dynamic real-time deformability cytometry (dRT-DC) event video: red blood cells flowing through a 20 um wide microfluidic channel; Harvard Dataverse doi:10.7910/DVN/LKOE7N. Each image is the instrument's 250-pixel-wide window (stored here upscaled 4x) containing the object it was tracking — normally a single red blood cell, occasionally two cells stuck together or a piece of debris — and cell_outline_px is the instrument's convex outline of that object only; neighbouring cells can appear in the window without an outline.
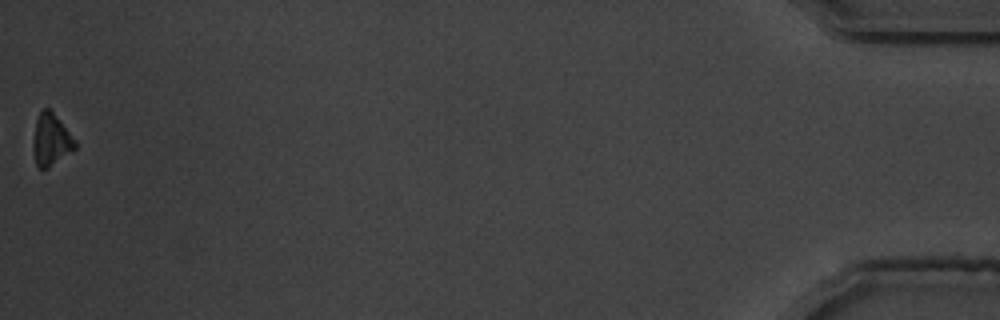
{"species": "common noctule bat (a hibernating species)", "species_latin": "Nyctalus noctula", "temperature_condition": "warm", "stored_images_in_passage": 40, "camera_frame_rate_fps": 3000, "um_per_image_px": 0.085, "animal": {"sex": "male", "body_mass_g": 19.5, "forearm_length_mm": 54.6}, "frame": {"image": 1, "passage_image": 40, "time_ms": 13.0, "image_size_px": [1000, 320], "cell_outline_px": [[76, 148], [72, 152], [48, 168], [40, 168], [36, 164], [32, 144], [36, 120], [40, 112], [44, 108], [48, 108], [52, 112], [76, 140]], "centroid_in_image_um": [4.34, 11.9], "position_along_channel_um": 430.9, "area_um2": 12.54}, "authors_computed_cell_mechanics": {"area_um2": 14.7968, "velocity_mm_per_s": 3.6145, "shape_relaxation_time_tau1_ms": 3.1357, "shape_relaxation_time_tau2_ms": null, "deformation_change_tau1": 0.1224, "deformation_change_tau2": null}}